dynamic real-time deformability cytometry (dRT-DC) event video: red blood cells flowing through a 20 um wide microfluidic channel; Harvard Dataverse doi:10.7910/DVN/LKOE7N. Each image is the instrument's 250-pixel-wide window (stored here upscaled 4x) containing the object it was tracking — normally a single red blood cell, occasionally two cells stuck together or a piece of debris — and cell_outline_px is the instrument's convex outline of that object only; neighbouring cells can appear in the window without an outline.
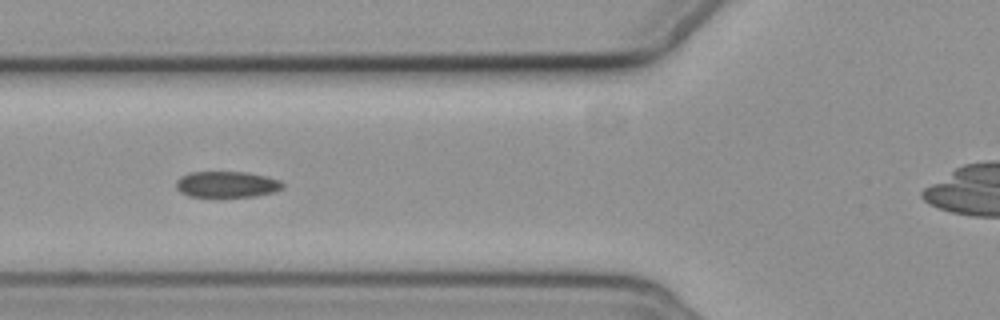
{"species": "common noctule bat (a hibernating species)", "species_latin": "Nyctalus noctula", "temperature_condition": "cold", "stored_images_in_passage": 8, "camera_frame_rate_fps": 3000, "um_per_image_px": 0.085, "animal": {"sex": "female", "body_mass_g": 19.3, "forearm_length_mm": 54.1}, "frame": {"image": 1, "passage_image": 5, "time_ms": 4.667, "image_size_px": [1000, 320], "cell_outline_px": [[284, 188], [276, 192], [256, 196], [188, 196], [180, 192], [176, 188], [176, 180], [180, 176], [188, 172], [248, 172], [280, 180], [284, 184]], "centroid_in_image_um": [19.28, 15.66], "position_along_channel_um": 106.5, "area_um2": 16.3}}
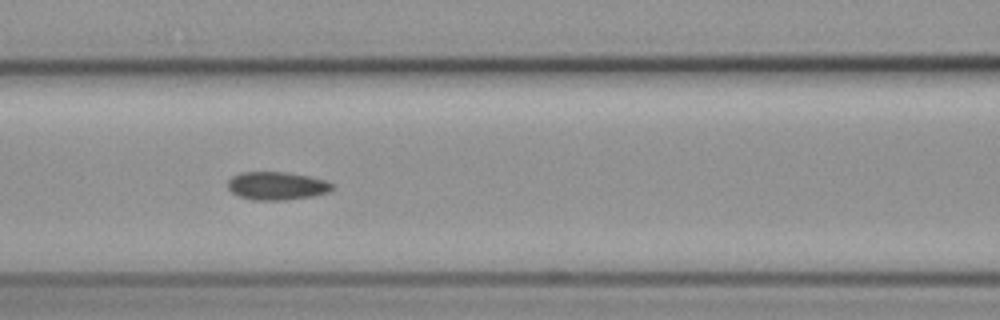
{"frame": {"image": 2, "passage_image": 6, "time_ms": 5.667, "image_size_px": [1000, 320], "cell_outline_px": [[332, 192], [312, 196], [288, 200], [252, 200], [240, 196], [232, 192], [228, 188], [228, 180], [232, 176], [240, 172], [284, 172], [308, 176], [324, 180], [332, 184]], "centroid_in_image_um": [23.52, 15.8], "position_along_channel_um": 143.1, "area_um2": 17.11}}
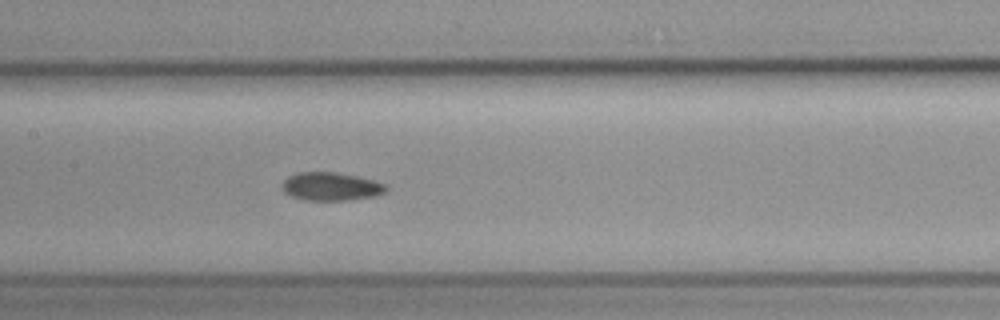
{"frame": {"image": 3, "passage_image": 7, "time_ms": 6.667, "image_size_px": [1000, 320], "cell_outline_px": [[388, 188], [384, 192], [372, 196], [352, 200], [304, 200], [292, 196], [284, 192], [280, 188], [280, 184], [288, 176], [300, 172], [332, 172], [356, 176], [372, 180], [384, 184]], "centroid_in_image_um": [28.07, 15.85], "position_along_channel_um": 179.3, "area_um2": 16.99}}